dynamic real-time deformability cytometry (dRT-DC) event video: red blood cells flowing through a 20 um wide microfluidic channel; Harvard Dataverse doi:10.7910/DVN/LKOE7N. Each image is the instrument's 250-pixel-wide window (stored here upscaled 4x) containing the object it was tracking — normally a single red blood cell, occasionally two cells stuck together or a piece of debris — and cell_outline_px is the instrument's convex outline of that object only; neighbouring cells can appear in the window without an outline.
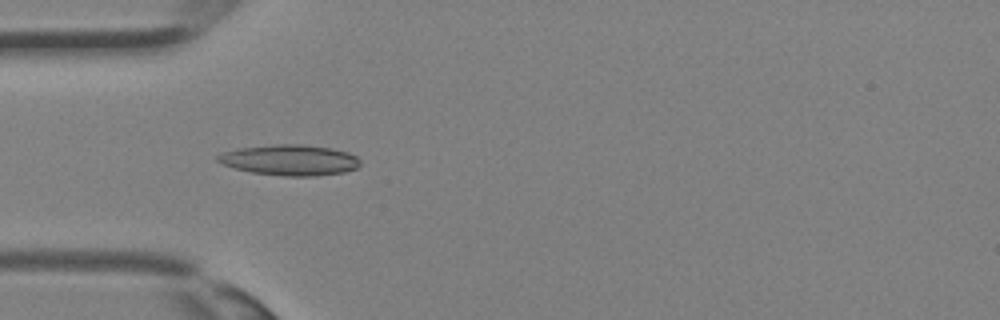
{"species": "Egyptian fruit bat (a non-hibernating species)", "species_latin": "Rousettus aegyptiacus", "temperature_condition": "room temperature", "stored_images_in_passage": 20, "camera_frame_rate_fps": 3000, "um_per_image_px": 0.085, "animal": {"sex": "female"}, "frame": {"image": 1, "passage_image": 5, "time_ms": 1.333, "image_size_px": [1000, 320], "cell_outline_px": [[360, 164], [356, 168], [344, 172], [316, 176], [284, 176], [252, 172], [236, 168], [224, 164], [216, 160], [216, 156], [220, 152], [240, 148], [272, 144], [304, 144], [332, 148], [348, 152], [356, 156], [360, 160]], "centroid_in_image_um": [24.64, 13.59], "position_along_channel_um": 60.4, "area_um2": 25.55}}
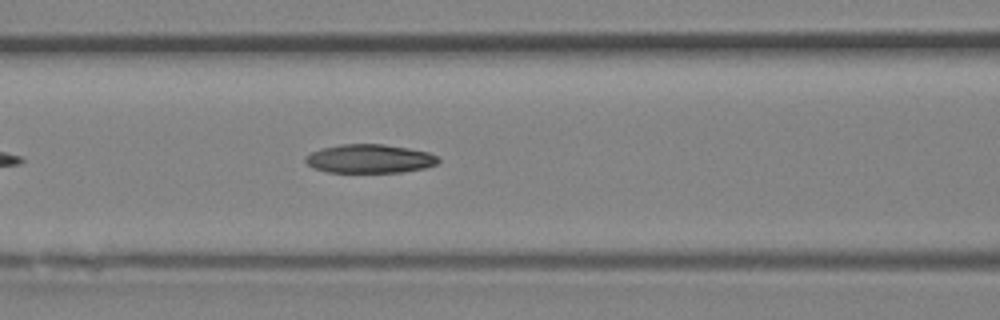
{"frame": {"image": 2, "passage_image": 9, "time_ms": 2.667, "image_size_px": [1000, 320], "cell_outline_px": [[440, 160], [436, 164], [424, 168], [400, 172], [328, 172], [312, 168], [304, 160], [304, 156], [312, 152], [324, 148], [340, 144], [384, 144], [408, 148], [428, 152], [436, 156]], "centroid_in_image_um": [31.39, 13.49], "position_along_channel_um": 135.2, "area_um2": 22.14}}
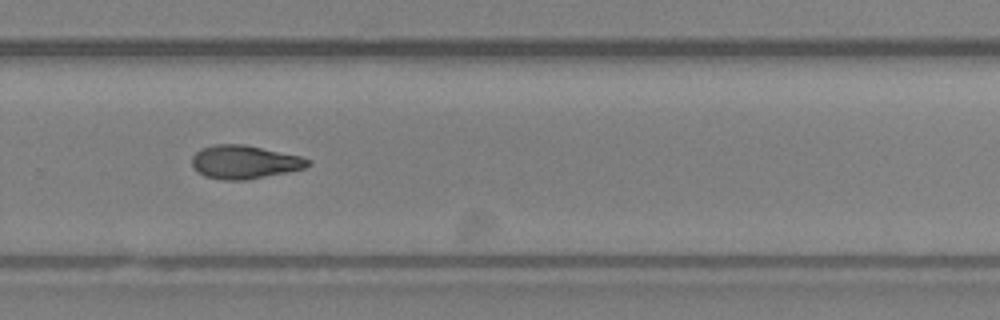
{"frame": {"image": 3, "passage_image": 18, "time_ms": 5.667, "image_size_px": [1000, 320], "cell_outline_px": [[312, 164], [304, 168], [244, 180], [224, 180], [204, 176], [192, 164], [192, 156], [200, 148], [216, 144], [244, 144], [300, 156], [312, 160]], "centroid_in_image_um": [20.78, 13.76], "position_along_channel_um": 309.0, "area_um2": 22.31}}